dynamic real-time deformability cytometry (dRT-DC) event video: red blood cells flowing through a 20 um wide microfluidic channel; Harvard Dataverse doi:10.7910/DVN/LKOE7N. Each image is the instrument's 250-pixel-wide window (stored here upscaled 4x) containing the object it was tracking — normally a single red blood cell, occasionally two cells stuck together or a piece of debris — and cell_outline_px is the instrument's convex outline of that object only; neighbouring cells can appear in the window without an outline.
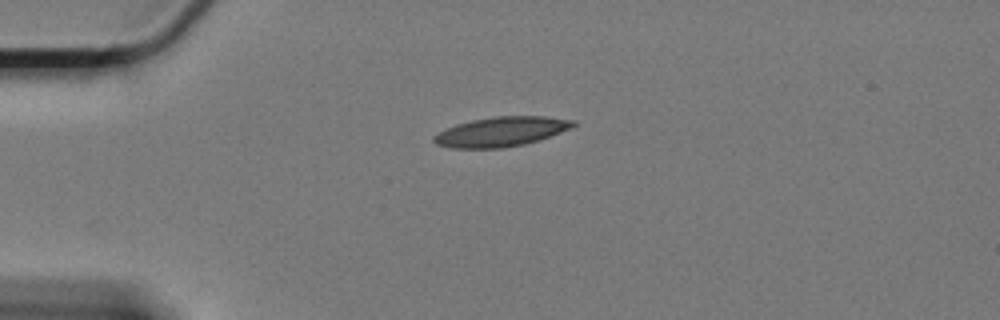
{"species": "Egyptian fruit bat (a non-hibernating species)", "species_latin": "Rousettus aegyptiacus", "temperature_condition": "cold", "stored_images_in_passage": 28, "segment_of_instrument_passage": [1, 2], "camera_frame_rate_fps": 3000, "um_per_image_px": 0.085, "animal": {"sex": "female"}, "frame": {"image": 1, "passage_image": 1, "time_ms": 0.0, "image_size_px": [1000, 320], "cell_outline_px": [[576, 124], [572, 128], [524, 144], [504, 148], [452, 148], [436, 144], [432, 140], [432, 136], [456, 124], [472, 120], [496, 116], [544, 116], [576, 120]], "centroid_in_image_um": [42.59, 11.19], "position_along_channel_um": 42.4, "area_um2": 23.87}}
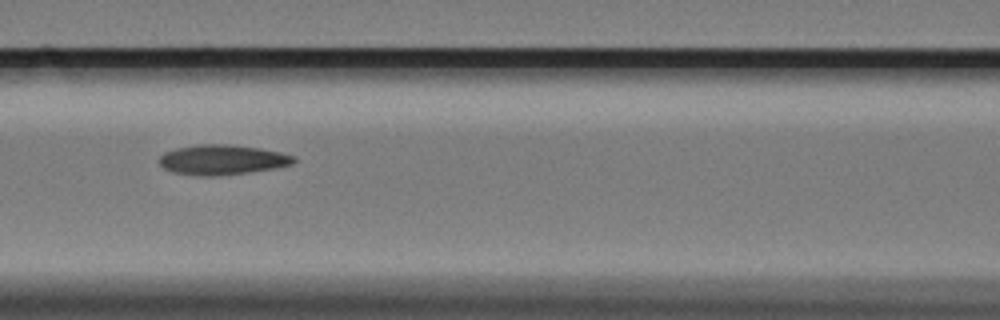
{"frame": {"image": 2, "passage_image": 13, "time_ms": 4.0, "image_size_px": [1000, 320], "cell_outline_px": [[296, 160], [292, 164], [276, 168], [248, 172], [212, 176], [208, 176], [172, 172], [164, 168], [160, 164], [160, 156], [164, 152], [176, 148], [196, 144], [232, 144], [260, 148], [280, 152], [296, 156]], "centroid_in_image_um": [18.91, 13.56], "position_along_channel_um": 147.7, "area_um2": 23.47}}
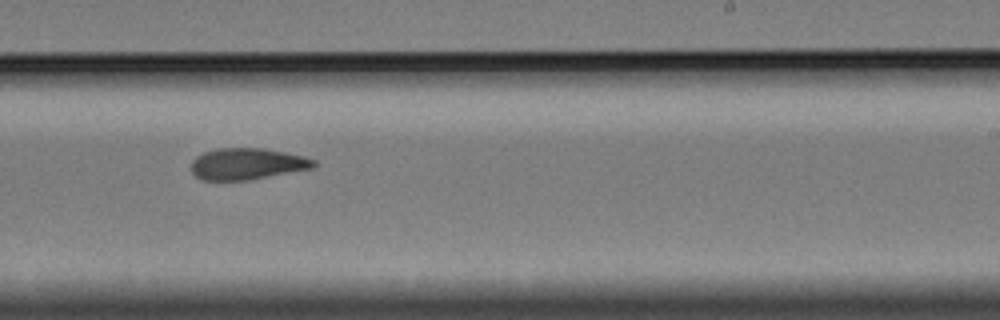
{"frame": {"image": 3, "passage_image": 24, "time_ms": 7.667, "image_size_px": [1000, 320], "cell_outline_px": [[316, 164], [312, 168], [248, 180], [200, 180], [192, 172], [192, 160], [196, 156], [204, 152], [220, 148], [264, 148], [304, 156], [316, 160]], "centroid_in_image_um": [20.99, 13.92], "position_along_channel_um": 268.0, "area_um2": 22.37}}